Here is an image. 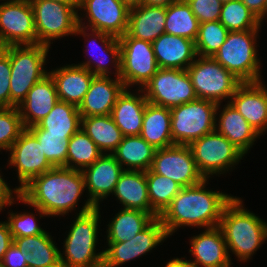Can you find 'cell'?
I'll list each match as a JSON object with an SVG mask.
<instances>
[{
	"label": "cell",
	"instance_id": "cell-27",
	"mask_svg": "<svg viewBox=\"0 0 267 267\" xmlns=\"http://www.w3.org/2000/svg\"><path fill=\"white\" fill-rule=\"evenodd\" d=\"M136 95L127 88L118 96L111 117L124 136L140 135L147 99L142 89ZM141 93V95H140Z\"/></svg>",
	"mask_w": 267,
	"mask_h": 267
},
{
	"label": "cell",
	"instance_id": "cell-3",
	"mask_svg": "<svg viewBox=\"0 0 267 267\" xmlns=\"http://www.w3.org/2000/svg\"><path fill=\"white\" fill-rule=\"evenodd\" d=\"M266 222L245 209L242 199L235 196L224 207L219 223L229 257L232 251L238 261L244 263L251 259L260 245L267 240Z\"/></svg>",
	"mask_w": 267,
	"mask_h": 267
},
{
	"label": "cell",
	"instance_id": "cell-52",
	"mask_svg": "<svg viewBox=\"0 0 267 267\" xmlns=\"http://www.w3.org/2000/svg\"><path fill=\"white\" fill-rule=\"evenodd\" d=\"M129 8L140 6L143 4V0H122Z\"/></svg>",
	"mask_w": 267,
	"mask_h": 267
},
{
	"label": "cell",
	"instance_id": "cell-14",
	"mask_svg": "<svg viewBox=\"0 0 267 267\" xmlns=\"http://www.w3.org/2000/svg\"><path fill=\"white\" fill-rule=\"evenodd\" d=\"M150 170L170 178L182 188L197 185L205 179L198 171L189 145L174 144L157 149Z\"/></svg>",
	"mask_w": 267,
	"mask_h": 267
},
{
	"label": "cell",
	"instance_id": "cell-1",
	"mask_svg": "<svg viewBox=\"0 0 267 267\" xmlns=\"http://www.w3.org/2000/svg\"><path fill=\"white\" fill-rule=\"evenodd\" d=\"M84 190L81 171L54 167L34 177L20 190L16 201L34 207L41 218L63 216L69 211H75Z\"/></svg>",
	"mask_w": 267,
	"mask_h": 267
},
{
	"label": "cell",
	"instance_id": "cell-29",
	"mask_svg": "<svg viewBox=\"0 0 267 267\" xmlns=\"http://www.w3.org/2000/svg\"><path fill=\"white\" fill-rule=\"evenodd\" d=\"M166 7L140 5L130 8L127 34L153 42L165 33Z\"/></svg>",
	"mask_w": 267,
	"mask_h": 267
},
{
	"label": "cell",
	"instance_id": "cell-36",
	"mask_svg": "<svg viewBox=\"0 0 267 267\" xmlns=\"http://www.w3.org/2000/svg\"><path fill=\"white\" fill-rule=\"evenodd\" d=\"M200 22L186 0H179L166 8L165 33L195 41Z\"/></svg>",
	"mask_w": 267,
	"mask_h": 267
},
{
	"label": "cell",
	"instance_id": "cell-7",
	"mask_svg": "<svg viewBox=\"0 0 267 267\" xmlns=\"http://www.w3.org/2000/svg\"><path fill=\"white\" fill-rule=\"evenodd\" d=\"M221 104L197 99L170 109L171 135L174 144L190 145L215 131V118Z\"/></svg>",
	"mask_w": 267,
	"mask_h": 267
},
{
	"label": "cell",
	"instance_id": "cell-49",
	"mask_svg": "<svg viewBox=\"0 0 267 267\" xmlns=\"http://www.w3.org/2000/svg\"><path fill=\"white\" fill-rule=\"evenodd\" d=\"M255 17L260 21L264 20V13L266 7V0H240Z\"/></svg>",
	"mask_w": 267,
	"mask_h": 267
},
{
	"label": "cell",
	"instance_id": "cell-50",
	"mask_svg": "<svg viewBox=\"0 0 267 267\" xmlns=\"http://www.w3.org/2000/svg\"><path fill=\"white\" fill-rule=\"evenodd\" d=\"M164 267H198L193 261L182 258H173L166 263Z\"/></svg>",
	"mask_w": 267,
	"mask_h": 267
},
{
	"label": "cell",
	"instance_id": "cell-21",
	"mask_svg": "<svg viewBox=\"0 0 267 267\" xmlns=\"http://www.w3.org/2000/svg\"><path fill=\"white\" fill-rule=\"evenodd\" d=\"M123 81L115 76H95L78 110L81 117L110 115L118 96L123 92Z\"/></svg>",
	"mask_w": 267,
	"mask_h": 267
},
{
	"label": "cell",
	"instance_id": "cell-53",
	"mask_svg": "<svg viewBox=\"0 0 267 267\" xmlns=\"http://www.w3.org/2000/svg\"><path fill=\"white\" fill-rule=\"evenodd\" d=\"M54 2H60L63 4H79V0H51Z\"/></svg>",
	"mask_w": 267,
	"mask_h": 267
},
{
	"label": "cell",
	"instance_id": "cell-48",
	"mask_svg": "<svg viewBox=\"0 0 267 267\" xmlns=\"http://www.w3.org/2000/svg\"><path fill=\"white\" fill-rule=\"evenodd\" d=\"M13 244L9 225L6 221L0 222V263L9 247Z\"/></svg>",
	"mask_w": 267,
	"mask_h": 267
},
{
	"label": "cell",
	"instance_id": "cell-17",
	"mask_svg": "<svg viewBox=\"0 0 267 267\" xmlns=\"http://www.w3.org/2000/svg\"><path fill=\"white\" fill-rule=\"evenodd\" d=\"M9 165L16 167L19 190L26 186L34 177L54 168L47 160L43 149L35 135L25 128L19 138L9 149Z\"/></svg>",
	"mask_w": 267,
	"mask_h": 267
},
{
	"label": "cell",
	"instance_id": "cell-26",
	"mask_svg": "<svg viewBox=\"0 0 267 267\" xmlns=\"http://www.w3.org/2000/svg\"><path fill=\"white\" fill-rule=\"evenodd\" d=\"M219 117L215 118V131L224 135L244 155L261 136L229 102L223 105ZM218 121V123H217Z\"/></svg>",
	"mask_w": 267,
	"mask_h": 267
},
{
	"label": "cell",
	"instance_id": "cell-15",
	"mask_svg": "<svg viewBox=\"0 0 267 267\" xmlns=\"http://www.w3.org/2000/svg\"><path fill=\"white\" fill-rule=\"evenodd\" d=\"M78 10L86 12L82 17L89 23L84 26V19L78 15V25L82 27L117 38L127 32L130 8L122 0H79Z\"/></svg>",
	"mask_w": 267,
	"mask_h": 267
},
{
	"label": "cell",
	"instance_id": "cell-31",
	"mask_svg": "<svg viewBox=\"0 0 267 267\" xmlns=\"http://www.w3.org/2000/svg\"><path fill=\"white\" fill-rule=\"evenodd\" d=\"M140 136L156 149L174 145L170 109L147 102Z\"/></svg>",
	"mask_w": 267,
	"mask_h": 267
},
{
	"label": "cell",
	"instance_id": "cell-35",
	"mask_svg": "<svg viewBox=\"0 0 267 267\" xmlns=\"http://www.w3.org/2000/svg\"><path fill=\"white\" fill-rule=\"evenodd\" d=\"M81 128L103 154H112L124 137L111 115L81 117Z\"/></svg>",
	"mask_w": 267,
	"mask_h": 267
},
{
	"label": "cell",
	"instance_id": "cell-18",
	"mask_svg": "<svg viewBox=\"0 0 267 267\" xmlns=\"http://www.w3.org/2000/svg\"><path fill=\"white\" fill-rule=\"evenodd\" d=\"M88 30L89 29L78 25L75 35L78 34V35H83L82 37L84 38L85 37L92 38V39L89 38V41H88L90 44L88 45L90 46L91 50L97 49L98 51H101V52H99V54H96L97 59H93L92 57L94 55L93 53L97 50H93L94 52H90L88 48L89 46L86 45L87 53L88 52L92 53L90 54V57L92 59L90 58L88 59V61L86 62L83 61V63H80V64L78 63L76 65L88 69L95 76H111V74H114V73L110 71L108 67L109 64L107 65V63L110 62V64L112 63L113 64L112 66L115 68L116 77H119L120 71H121V50H120L119 38L109 35L107 33L92 30V29L90 30L91 31L90 33H87ZM98 41L99 43L101 42L102 44L100 46L98 45L97 48H95L94 45L98 44L97 43ZM99 55H101V57H99ZM109 57L111 58L110 60H109Z\"/></svg>",
	"mask_w": 267,
	"mask_h": 267
},
{
	"label": "cell",
	"instance_id": "cell-41",
	"mask_svg": "<svg viewBox=\"0 0 267 267\" xmlns=\"http://www.w3.org/2000/svg\"><path fill=\"white\" fill-rule=\"evenodd\" d=\"M38 139L47 160L54 167H66L69 140L72 136L46 135L45 129H29Z\"/></svg>",
	"mask_w": 267,
	"mask_h": 267
},
{
	"label": "cell",
	"instance_id": "cell-2",
	"mask_svg": "<svg viewBox=\"0 0 267 267\" xmlns=\"http://www.w3.org/2000/svg\"><path fill=\"white\" fill-rule=\"evenodd\" d=\"M208 182L204 179L197 185L182 188L159 216L168 236L181 226H219L223 209L234 196L206 189Z\"/></svg>",
	"mask_w": 267,
	"mask_h": 267
},
{
	"label": "cell",
	"instance_id": "cell-5",
	"mask_svg": "<svg viewBox=\"0 0 267 267\" xmlns=\"http://www.w3.org/2000/svg\"><path fill=\"white\" fill-rule=\"evenodd\" d=\"M260 29L229 31L225 42L212 56L242 83L261 81L257 36Z\"/></svg>",
	"mask_w": 267,
	"mask_h": 267
},
{
	"label": "cell",
	"instance_id": "cell-51",
	"mask_svg": "<svg viewBox=\"0 0 267 267\" xmlns=\"http://www.w3.org/2000/svg\"><path fill=\"white\" fill-rule=\"evenodd\" d=\"M179 0H143L144 5L168 7Z\"/></svg>",
	"mask_w": 267,
	"mask_h": 267
},
{
	"label": "cell",
	"instance_id": "cell-25",
	"mask_svg": "<svg viewBox=\"0 0 267 267\" xmlns=\"http://www.w3.org/2000/svg\"><path fill=\"white\" fill-rule=\"evenodd\" d=\"M55 81L59 101L73 104L77 107L82 103L90 84L95 77L88 69L76 64L49 71Z\"/></svg>",
	"mask_w": 267,
	"mask_h": 267
},
{
	"label": "cell",
	"instance_id": "cell-54",
	"mask_svg": "<svg viewBox=\"0 0 267 267\" xmlns=\"http://www.w3.org/2000/svg\"><path fill=\"white\" fill-rule=\"evenodd\" d=\"M267 16V0H266V7H265V13H264V18Z\"/></svg>",
	"mask_w": 267,
	"mask_h": 267
},
{
	"label": "cell",
	"instance_id": "cell-24",
	"mask_svg": "<svg viewBox=\"0 0 267 267\" xmlns=\"http://www.w3.org/2000/svg\"><path fill=\"white\" fill-rule=\"evenodd\" d=\"M59 101L54 79L50 74L35 83L26 98L17 106L25 128L36 125Z\"/></svg>",
	"mask_w": 267,
	"mask_h": 267
},
{
	"label": "cell",
	"instance_id": "cell-46",
	"mask_svg": "<svg viewBox=\"0 0 267 267\" xmlns=\"http://www.w3.org/2000/svg\"><path fill=\"white\" fill-rule=\"evenodd\" d=\"M1 267H28L27 253H21L20 250L13 243L6 251L0 263Z\"/></svg>",
	"mask_w": 267,
	"mask_h": 267
},
{
	"label": "cell",
	"instance_id": "cell-39",
	"mask_svg": "<svg viewBox=\"0 0 267 267\" xmlns=\"http://www.w3.org/2000/svg\"><path fill=\"white\" fill-rule=\"evenodd\" d=\"M219 22L228 31H247L261 27L260 21L240 0L222 4Z\"/></svg>",
	"mask_w": 267,
	"mask_h": 267
},
{
	"label": "cell",
	"instance_id": "cell-47",
	"mask_svg": "<svg viewBox=\"0 0 267 267\" xmlns=\"http://www.w3.org/2000/svg\"><path fill=\"white\" fill-rule=\"evenodd\" d=\"M12 194H15L16 198ZM19 195V188L15 187L14 190L11 189L10 186H8V183L5 182L3 176L0 174V212L5 208V206H11L14 204L16 202L15 199H17Z\"/></svg>",
	"mask_w": 267,
	"mask_h": 267
},
{
	"label": "cell",
	"instance_id": "cell-55",
	"mask_svg": "<svg viewBox=\"0 0 267 267\" xmlns=\"http://www.w3.org/2000/svg\"><path fill=\"white\" fill-rule=\"evenodd\" d=\"M229 1H233V0H220V2L223 4V3H227Z\"/></svg>",
	"mask_w": 267,
	"mask_h": 267
},
{
	"label": "cell",
	"instance_id": "cell-33",
	"mask_svg": "<svg viewBox=\"0 0 267 267\" xmlns=\"http://www.w3.org/2000/svg\"><path fill=\"white\" fill-rule=\"evenodd\" d=\"M81 128L78 107L58 101L48 115L28 129H45L46 135L73 136Z\"/></svg>",
	"mask_w": 267,
	"mask_h": 267
},
{
	"label": "cell",
	"instance_id": "cell-16",
	"mask_svg": "<svg viewBox=\"0 0 267 267\" xmlns=\"http://www.w3.org/2000/svg\"><path fill=\"white\" fill-rule=\"evenodd\" d=\"M168 237L162 221L157 217L132 240L107 242L108 248L103 250L102 267H118L146 255Z\"/></svg>",
	"mask_w": 267,
	"mask_h": 267
},
{
	"label": "cell",
	"instance_id": "cell-8",
	"mask_svg": "<svg viewBox=\"0 0 267 267\" xmlns=\"http://www.w3.org/2000/svg\"><path fill=\"white\" fill-rule=\"evenodd\" d=\"M198 99L221 104L231 100L237 87L242 83L213 57L198 56L186 69Z\"/></svg>",
	"mask_w": 267,
	"mask_h": 267
},
{
	"label": "cell",
	"instance_id": "cell-30",
	"mask_svg": "<svg viewBox=\"0 0 267 267\" xmlns=\"http://www.w3.org/2000/svg\"><path fill=\"white\" fill-rule=\"evenodd\" d=\"M13 243L21 253H27L28 267H61V251L46 231L40 235L13 238Z\"/></svg>",
	"mask_w": 267,
	"mask_h": 267
},
{
	"label": "cell",
	"instance_id": "cell-19",
	"mask_svg": "<svg viewBox=\"0 0 267 267\" xmlns=\"http://www.w3.org/2000/svg\"><path fill=\"white\" fill-rule=\"evenodd\" d=\"M124 168L112 154H102L92 165L81 172L84 177L85 190H88V200L99 207L103 199L113 194L115 186Z\"/></svg>",
	"mask_w": 267,
	"mask_h": 267
},
{
	"label": "cell",
	"instance_id": "cell-34",
	"mask_svg": "<svg viewBox=\"0 0 267 267\" xmlns=\"http://www.w3.org/2000/svg\"><path fill=\"white\" fill-rule=\"evenodd\" d=\"M107 225V242H125L132 240L155 218L147 212L121 208Z\"/></svg>",
	"mask_w": 267,
	"mask_h": 267
},
{
	"label": "cell",
	"instance_id": "cell-20",
	"mask_svg": "<svg viewBox=\"0 0 267 267\" xmlns=\"http://www.w3.org/2000/svg\"><path fill=\"white\" fill-rule=\"evenodd\" d=\"M260 134L267 131V88L262 81L241 83L229 101Z\"/></svg>",
	"mask_w": 267,
	"mask_h": 267
},
{
	"label": "cell",
	"instance_id": "cell-13",
	"mask_svg": "<svg viewBox=\"0 0 267 267\" xmlns=\"http://www.w3.org/2000/svg\"><path fill=\"white\" fill-rule=\"evenodd\" d=\"M37 35L30 0H7L0 4V48L35 45Z\"/></svg>",
	"mask_w": 267,
	"mask_h": 267
},
{
	"label": "cell",
	"instance_id": "cell-12",
	"mask_svg": "<svg viewBox=\"0 0 267 267\" xmlns=\"http://www.w3.org/2000/svg\"><path fill=\"white\" fill-rule=\"evenodd\" d=\"M142 90L148 102L169 109L198 99L187 70L159 68Z\"/></svg>",
	"mask_w": 267,
	"mask_h": 267
},
{
	"label": "cell",
	"instance_id": "cell-6",
	"mask_svg": "<svg viewBox=\"0 0 267 267\" xmlns=\"http://www.w3.org/2000/svg\"><path fill=\"white\" fill-rule=\"evenodd\" d=\"M49 48L46 45H10L11 107H17L35 83L49 74L44 68Z\"/></svg>",
	"mask_w": 267,
	"mask_h": 267
},
{
	"label": "cell",
	"instance_id": "cell-32",
	"mask_svg": "<svg viewBox=\"0 0 267 267\" xmlns=\"http://www.w3.org/2000/svg\"><path fill=\"white\" fill-rule=\"evenodd\" d=\"M156 150L140 135H131L123 137L112 155L124 170L146 172L151 167Z\"/></svg>",
	"mask_w": 267,
	"mask_h": 267
},
{
	"label": "cell",
	"instance_id": "cell-23",
	"mask_svg": "<svg viewBox=\"0 0 267 267\" xmlns=\"http://www.w3.org/2000/svg\"><path fill=\"white\" fill-rule=\"evenodd\" d=\"M189 252L198 267H231L227 244L219 226L205 228L204 232L191 238Z\"/></svg>",
	"mask_w": 267,
	"mask_h": 267
},
{
	"label": "cell",
	"instance_id": "cell-11",
	"mask_svg": "<svg viewBox=\"0 0 267 267\" xmlns=\"http://www.w3.org/2000/svg\"><path fill=\"white\" fill-rule=\"evenodd\" d=\"M119 42L121 50L119 78L129 90L134 85H139L137 88L142 89L159 69L152 42L130 37L127 33L119 38Z\"/></svg>",
	"mask_w": 267,
	"mask_h": 267
},
{
	"label": "cell",
	"instance_id": "cell-4",
	"mask_svg": "<svg viewBox=\"0 0 267 267\" xmlns=\"http://www.w3.org/2000/svg\"><path fill=\"white\" fill-rule=\"evenodd\" d=\"M71 225L64 241V255L60 253L61 267H102L103 250L96 253L100 222V206L85 201Z\"/></svg>",
	"mask_w": 267,
	"mask_h": 267
},
{
	"label": "cell",
	"instance_id": "cell-40",
	"mask_svg": "<svg viewBox=\"0 0 267 267\" xmlns=\"http://www.w3.org/2000/svg\"><path fill=\"white\" fill-rule=\"evenodd\" d=\"M228 33L219 20L201 23L195 40L197 55L212 57L225 42Z\"/></svg>",
	"mask_w": 267,
	"mask_h": 267
},
{
	"label": "cell",
	"instance_id": "cell-37",
	"mask_svg": "<svg viewBox=\"0 0 267 267\" xmlns=\"http://www.w3.org/2000/svg\"><path fill=\"white\" fill-rule=\"evenodd\" d=\"M102 154L95 142L80 128L69 140L66 168L82 171Z\"/></svg>",
	"mask_w": 267,
	"mask_h": 267
},
{
	"label": "cell",
	"instance_id": "cell-9",
	"mask_svg": "<svg viewBox=\"0 0 267 267\" xmlns=\"http://www.w3.org/2000/svg\"><path fill=\"white\" fill-rule=\"evenodd\" d=\"M34 14L37 44L50 47L51 40L75 35L79 4L51 0H30Z\"/></svg>",
	"mask_w": 267,
	"mask_h": 267
},
{
	"label": "cell",
	"instance_id": "cell-42",
	"mask_svg": "<svg viewBox=\"0 0 267 267\" xmlns=\"http://www.w3.org/2000/svg\"><path fill=\"white\" fill-rule=\"evenodd\" d=\"M24 129L18 107H0V151H9Z\"/></svg>",
	"mask_w": 267,
	"mask_h": 267
},
{
	"label": "cell",
	"instance_id": "cell-10",
	"mask_svg": "<svg viewBox=\"0 0 267 267\" xmlns=\"http://www.w3.org/2000/svg\"><path fill=\"white\" fill-rule=\"evenodd\" d=\"M198 171L205 179L221 175L239 164L245 156L224 135L217 131L206 134L189 145Z\"/></svg>",
	"mask_w": 267,
	"mask_h": 267
},
{
	"label": "cell",
	"instance_id": "cell-45",
	"mask_svg": "<svg viewBox=\"0 0 267 267\" xmlns=\"http://www.w3.org/2000/svg\"><path fill=\"white\" fill-rule=\"evenodd\" d=\"M9 46L0 48V107H11Z\"/></svg>",
	"mask_w": 267,
	"mask_h": 267
},
{
	"label": "cell",
	"instance_id": "cell-43",
	"mask_svg": "<svg viewBox=\"0 0 267 267\" xmlns=\"http://www.w3.org/2000/svg\"><path fill=\"white\" fill-rule=\"evenodd\" d=\"M32 212L13 213L9 212L8 221L9 229L13 238L40 235L45 232L42 229Z\"/></svg>",
	"mask_w": 267,
	"mask_h": 267
},
{
	"label": "cell",
	"instance_id": "cell-22",
	"mask_svg": "<svg viewBox=\"0 0 267 267\" xmlns=\"http://www.w3.org/2000/svg\"><path fill=\"white\" fill-rule=\"evenodd\" d=\"M159 68L186 70L198 57L195 41L163 33L152 42Z\"/></svg>",
	"mask_w": 267,
	"mask_h": 267
},
{
	"label": "cell",
	"instance_id": "cell-44",
	"mask_svg": "<svg viewBox=\"0 0 267 267\" xmlns=\"http://www.w3.org/2000/svg\"><path fill=\"white\" fill-rule=\"evenodd\" d=\"M186 2L200 24L219 20L222 8L220 0H186Z\"/></svg>",
	"mask_w": 267,
	"mask_h": 267
},
{
	"label": "cell",
	"instance_id": "cell-38",
	"mask_svg": "<svg viewBox=\"0 0 267 267\" xmlns=\"http://www.w3.org/2000/svg\"><path fill=\"white\" fill-rule=\"evenodd\" d=\"M145 174L150 206L160 216L182 187L170 178L156 174L150 169Z\"/></svg>",
	"mask_w": 267,
	"mask_h": 267
},
{
	"label": "cell",
	"instance_id": "cell-28",
	"mask_svg": "<svg viewBox=\"0 0 267 267\" xmlns=\"http://www.w3.org/2000/svg\"><path fill=\"white\" fill-rule=\"evenodd\" d=\"M113 195L117 197L124 209L140 210L150 213L154 218L159 217L150 206L146 174L143 171L124 170Z\"/></svg>",
	"mask_w": 267,
	"mask_h": 267
}]
</instances>
